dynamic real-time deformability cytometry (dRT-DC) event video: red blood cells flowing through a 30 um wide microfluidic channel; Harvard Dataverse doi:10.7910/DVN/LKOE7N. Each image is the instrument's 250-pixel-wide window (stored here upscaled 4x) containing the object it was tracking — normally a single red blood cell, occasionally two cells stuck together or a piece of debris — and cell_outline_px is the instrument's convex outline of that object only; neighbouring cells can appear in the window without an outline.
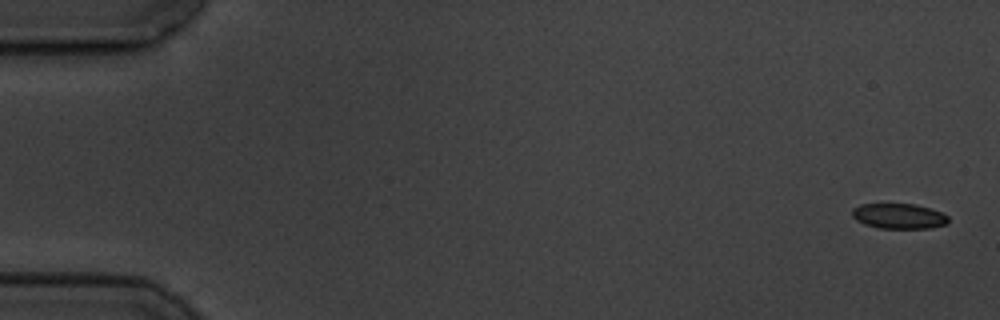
{"species": "common noctule bat (a hibernating species)", "species_latin": "Nyctalus noctula", "temperature_condition": "cold", "stored_images_in_passage": 4, "camera_frame_rate_fps": 3000, "um_per_image_px": 0.085, "animal": {"sex": "male", "body_mass_g": 19.5, "forearm_length_mm": 54.6}, "frame": {"image": 1, "passage_image": 1, "time_ms": 0.0, "image_size_px": [1000, 320], "cell_outline_px": [[948, 224], [932, 228], [880, 228], [864, 224], [856, 220], [852, 216], [852, 208], [860, 204], [916, 204], [932, 208], [948, 216]], "centroid_in_image_um": [76.41, 18.36], "position_along_channel_um": 8.6, "area_um2": 14.28}}